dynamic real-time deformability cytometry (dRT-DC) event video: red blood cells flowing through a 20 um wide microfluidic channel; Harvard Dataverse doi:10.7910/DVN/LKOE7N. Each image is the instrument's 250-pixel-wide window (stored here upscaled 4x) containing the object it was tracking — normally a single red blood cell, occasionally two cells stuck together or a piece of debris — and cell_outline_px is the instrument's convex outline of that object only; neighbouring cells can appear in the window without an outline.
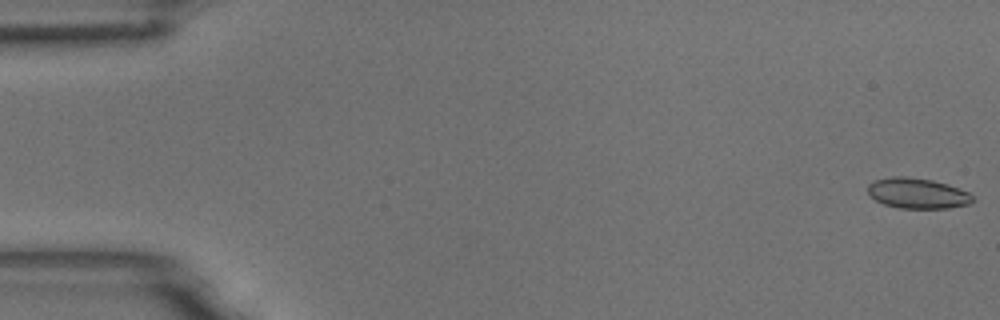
{"species": "common noctule bat (a hibernating species)", "species_latin": "Nyctalus noctula", "temperature_condition": "room temperature", "stored_images_in_passage": 5, "camera_frame_rate_fps": 3000, "um_per_image_px": 0.085, "animal": {"sex": "male", "body_mass_g": 18.8}, "frame": {"image": 1, "passage_image": 1, "time_ms": 0.0, "image_size_px": [1000, 320], "cell_outline_px": [[976, 200], [968, 204], [948, 208], [900, 208], [884, 204], [876, 200], [868, 192], [868, 184], [876, 180], [892, 176], [904, 176], [932, 180], [948, 184], [968, 192]], "centroid_in_image_um": [78.0, 16.43], "position_along_channel_um": 7.0, "area_um2": 18.5}}
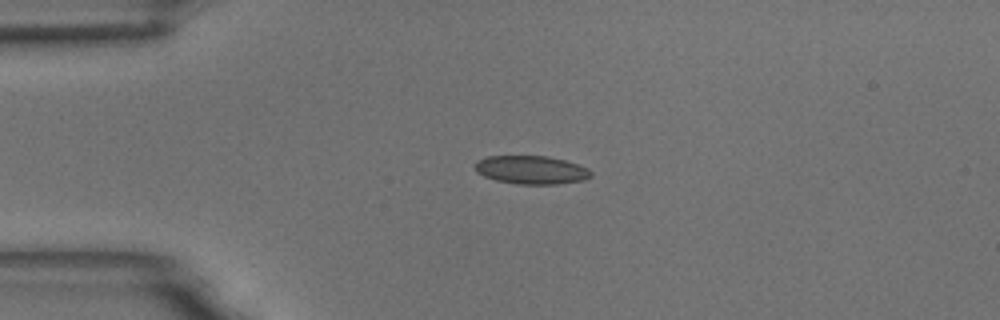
{"frame": {"image": 2, "passage_image": 4, "time_ms": 1.0, "image_size_px": [1000, 320], "cell_outline_px": [[592, 176], [584, 180], [556, 184], [516, 184], [496, 180], [484, 176], [476, 172], [476, 160], [488, 156], [548, 156], [564, 160], [588, 168], [592, 172]], "centroid_in_image_um": [45.16, 14.44], "position_along_channel_um": 39.8, "area_um2": 19.13}}